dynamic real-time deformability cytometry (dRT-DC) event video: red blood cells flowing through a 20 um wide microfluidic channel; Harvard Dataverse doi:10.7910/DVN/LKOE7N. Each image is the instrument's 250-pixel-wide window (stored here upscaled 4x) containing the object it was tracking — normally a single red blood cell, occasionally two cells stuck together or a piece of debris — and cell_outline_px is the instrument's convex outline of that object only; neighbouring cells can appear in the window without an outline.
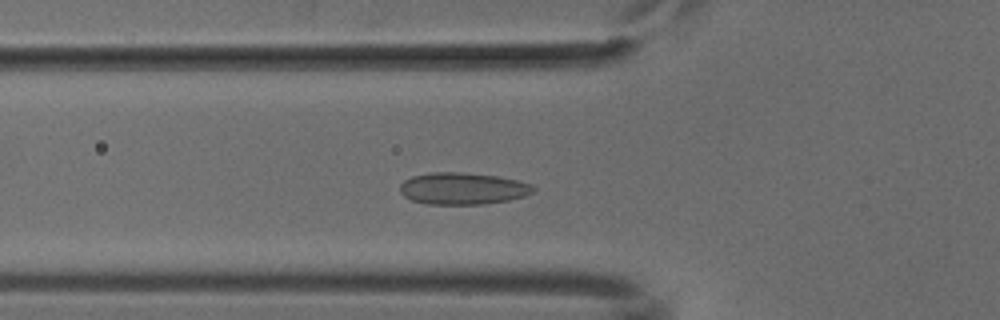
{"species": "common noctule bat (a hibernating species)", "species_latin": "Nyctalus noctula", "temperature_condition": "cold", "stored_images_in_passage": 49, "camera_frame_rate_fps": 3000, "um_per_image_px": 0.085, "animal": {"sex": "male", "body_mass_g": 18.8}, "frame": {"image": 1, "passage_image": 15, "time_ms": 4.667, "image_size_px": [1000, 320], "cell_outline_px": [[536, 188], [532, 192], [524, 196], [508, 200], [480, 204], [428, 204], [412, 200], [404, 196], [400, 192], [400, 184], [404, 180], [412, 176], [432, 172], [464, 172], [496, 176], [516, 180], [532, 184]], "centroid_in_image_um": [39.31, 16.02], "position_along_channel_um": 86.5, "area_um2": 24.68}}
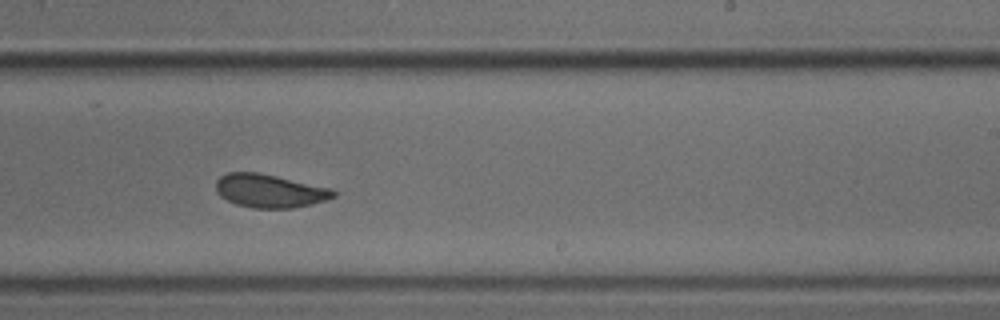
{"frame": {"image": 2, "passage_image": 29, "time_ms": 9.333, "image_size_px": [1000, 320], "cell_outline_px": [[336, 196], [312, 204], [292, 208], [252, 208], [236, 204], [220, 196], [216, 192], [216, 180], [220, 176], [228, 172], [260, 172], [332, 188], [336, 192]], "centroid_in_image_um": [22.91, 16.21], "position_along_channel_um": 266.1, "area_um2": 23.0}}
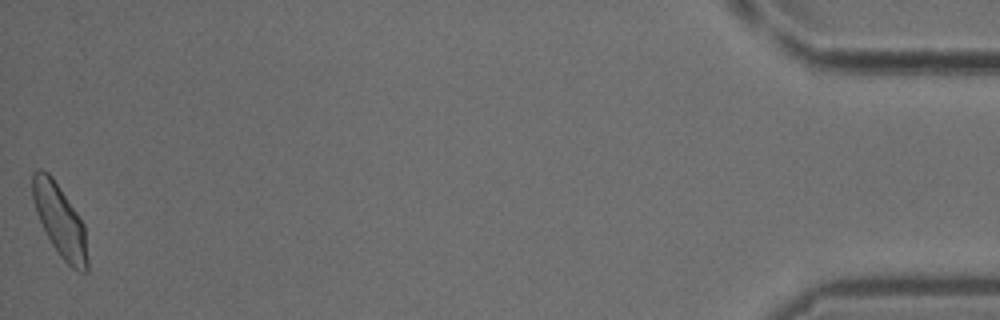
{"frame": {"image": 3, "passage_image": 49, "time_ms": 16.0, "image_size_px": [1000, 320], "cell_outline_px": [[88, 272], [76, 272], [60, 256], [52, 244], [36, 212], [32, 200], [32, 172], [40, 168], [48, 172], [52, 176], [84, 224], [88, 260]], "centroid_in_image_um": [5.09, 18.76], "position_along_channel_um": 430.1, "area_um2": 22.95}}